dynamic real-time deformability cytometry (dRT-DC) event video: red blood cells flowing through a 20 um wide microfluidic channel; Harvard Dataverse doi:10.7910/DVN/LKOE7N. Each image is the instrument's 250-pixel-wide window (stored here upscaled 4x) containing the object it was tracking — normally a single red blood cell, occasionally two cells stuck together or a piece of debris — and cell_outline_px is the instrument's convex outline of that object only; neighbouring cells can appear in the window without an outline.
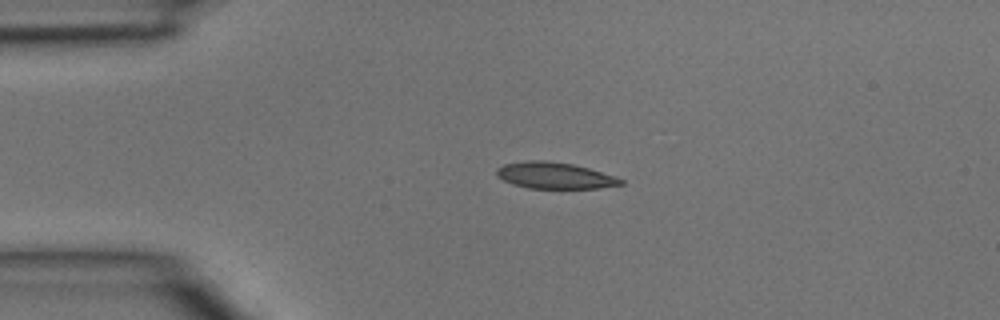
{"species": "common noctule bat (a hibernating species)", "species_latin": "Nyctalus noctula", "temperature_condition": "room temperature", "stored_images_in_passage": 4, "camera_frame_rate_fps": 3000, "um_per_image_px": 0.085, "animal": {"sex": "male", "body_mass_g": 15.6}, "frame": {"image": 1, "passage_image": 2, "time_ms": 0.333, "image_size_px": [1000, 320], "cell_outline_px": [[624, 184], [600, 188], [528, 188], [512, 184], [496, 176], [496, 168], [504, 164], [528, 160], [544, 160], [572, 164], [588, 168], [624, 180]], "centroid_in_image_um": [47.1, 14.92], "position_along_channel_um": 37.9, "area_um2": 18.96}}
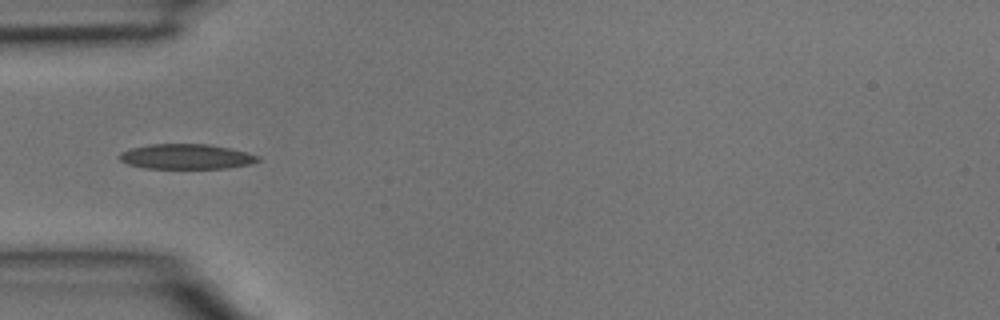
{"frame": {"image": 2, "passage_image": 3, "time_ms": 0.667, "image_size_px": [1000, 320], "cell_outline_px": [[260, 160], [252, 164], [228, 168], [144, 168], [128, 164], [120, 160], [120, 152], [132, 148], [148, 144], [208, 144], [232, 148], [260, 156]], "centroid_in_image_um": [15.87, 13.31], "position_along_channel_um": 69.1, "area_um2": 20.29}}